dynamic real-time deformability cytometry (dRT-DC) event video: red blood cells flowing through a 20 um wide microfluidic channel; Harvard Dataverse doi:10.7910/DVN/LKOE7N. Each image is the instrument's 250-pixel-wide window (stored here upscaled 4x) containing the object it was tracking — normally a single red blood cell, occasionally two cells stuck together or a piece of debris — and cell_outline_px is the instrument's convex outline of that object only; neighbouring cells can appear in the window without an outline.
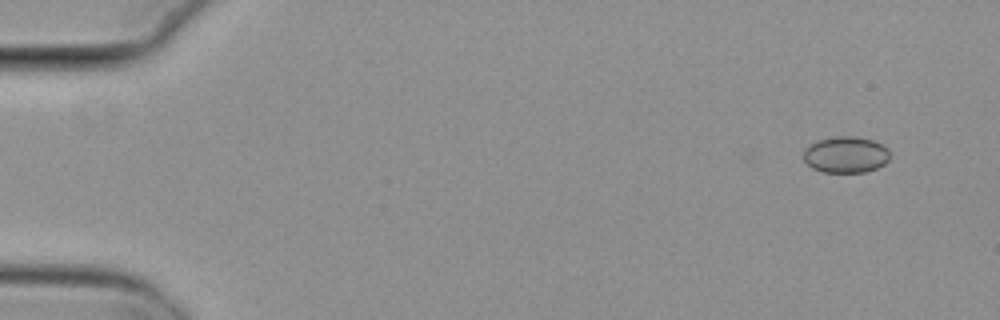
{"species": "common noctule bat (a hibernating species)", "species_latin": "Nyctalus noctula", "temperature_condition": "cold", "stored_images_in_passage": 8, "camera_frame_rate_fps": 3000, "um_per_image_px": 0.085, "animal": {"sex": "female", "body_mass_g": 29.2, "forearm_length_mm": 56.3}, "frame": {"image": 1, "passage_image": 1, "time_ms": 0.0, "image_size_px": [1000, 320], "cell_outline_px": [[888, 160], [884, 164], [876, 168], [864, 172], [824, 172], [812, 168], [804, 160], [804, 148], [816, 140], [836, 136], [852, 136], [872, 140], [884, 144], [888, 148]], "centroid_in_image_um": [71.88, 13.13], "position_along_channel_um": 13.1, "area_um2": 18.32}}
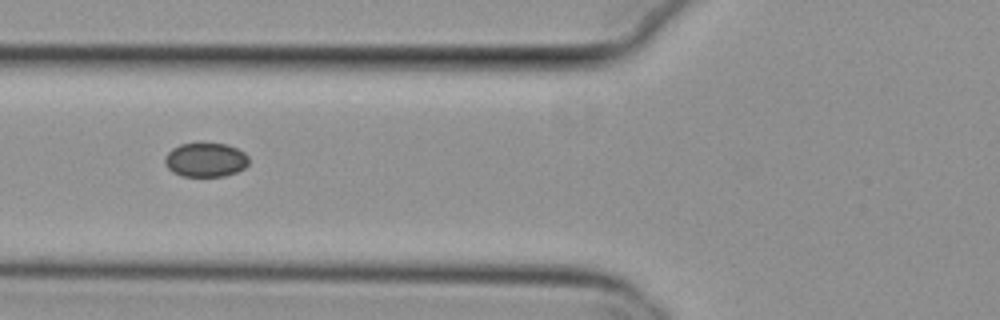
{"frame": {"image": 2, "passage_image": 6, "time_ms": 1.667, "image_size_px": [1000, 320], "cell_outline_px": [[248, 164], [244, 168], [236, 172], [224, 176], [180, 176], [172, 172], [164, 164], [164, 156], [172, 148], [180, 144], [200, 140], [228, 144], [244, 152], [248, 156]], "centroid_in_image_um": [17.44, 13.54], "position_along_channel_um": 108.4, "area_um2": 17.4}}
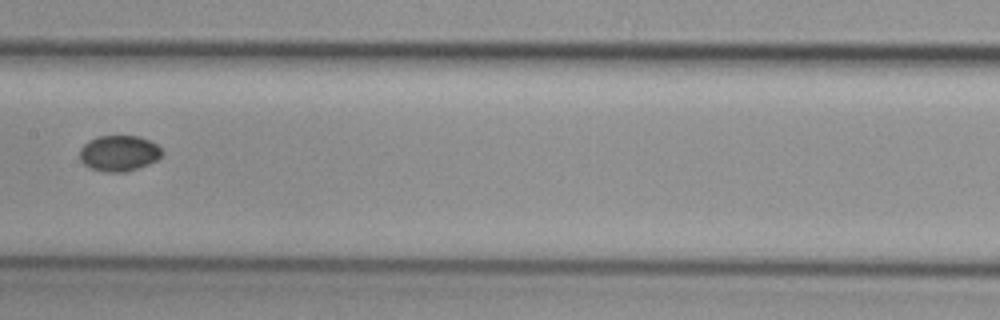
{"frame": {"image": 3, "passage_image": 8, "time_ms": 2.333, "image_size_px": [1000, 320], "cell_outline_px": [[164, 152], [156, 160], [148, 164], [124, 172], [104, 172], [88, 168], [80, 160], [80, 148], [88, 140], [96, 136], [140, 136], [156, 144]], "centroid_in_image_um": [10.08, 13.02], "position_along_channel_um": 197.3, "area_um2": 17.22}}